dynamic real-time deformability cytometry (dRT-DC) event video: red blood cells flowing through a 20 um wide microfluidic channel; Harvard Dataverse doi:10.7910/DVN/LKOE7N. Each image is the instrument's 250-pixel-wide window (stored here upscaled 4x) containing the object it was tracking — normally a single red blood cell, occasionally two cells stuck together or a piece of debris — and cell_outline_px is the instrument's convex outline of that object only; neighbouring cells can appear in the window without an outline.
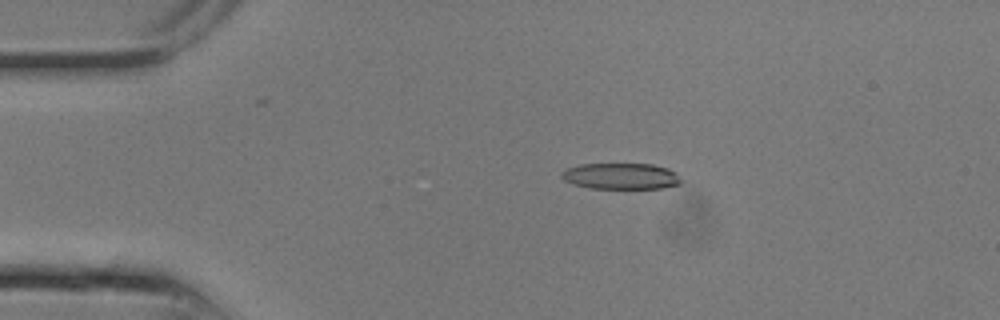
{"species": "common noctule bat (a hibernating species)", "species_latin": "Nyctalus noctula", "temperature_condition": "room temperature", "stored_images_in_passage": 13, "camera_frame_rate_fps": 3000, "um_per_image_px": 0.085, "animal": {"sex": "male", "body_mass_g": 13.3}, "frame": {"image": 1, "passage_image": 5, "time_ms": 1.333, "image_size_px": [1000, 320], "cell_outline_px": [[680, 184], [664, 188], [592, 188], [572, 184], [564, 180], [560, 176], [560, 172], [564, 168], [580, 164], [652, 164], [668, 168], [676, 172], [680, 180]], "centroid_in_image_um": [52.74, 14.96], "position_along_channel_um": 32.3, "area_um2": 18.32}}
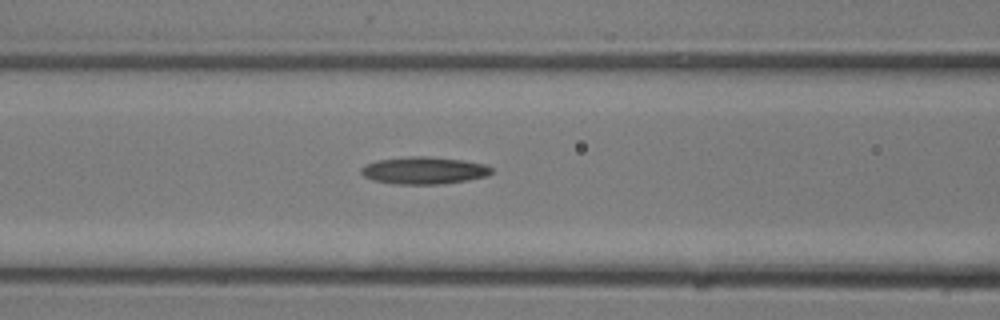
{"frame": {"image": 2, "passage_image": 10, "time_ms": 3.0, "image_size_px": [1000, 320], "cell_outline_px": [[492, 172], [488, 176], [468, 180], [440, 184], [396, 184], [372, 180], [364, 176], [360, 172], [360, 168], [364, 164], [376, 160], [408, 156], [428, 156], [464, 160], [484, 164], [492, 168]], "centroid_in_image_um": [36.01, 14.48], "position_along_channel_um": 130.6, "area_um2": 20.92}}
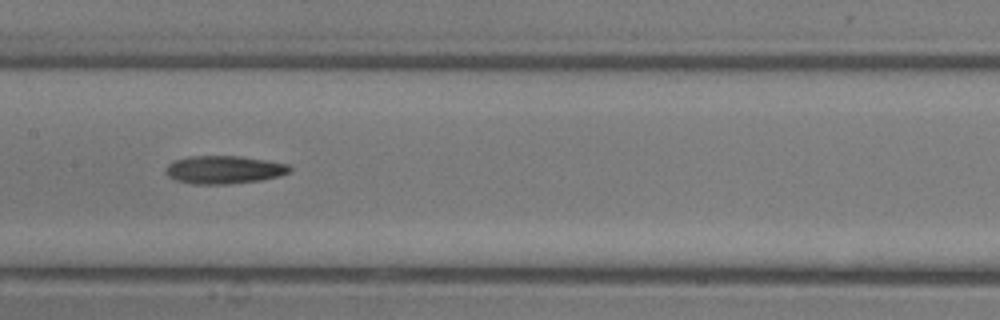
{"frame": {"image": 3, "passage_image": 12, "time_ms": 3.667, "image_size_px": [1000, 320], "cell_outline_px": [[292, 172], [280, 176], [260, 180], [228, 184], [192, 184], [176, 180], [168, 176], [164, 172], [168, 164], [172, 160], [188, 156], [240, 156], [268, 160], [288, 164], [292, 168]], "centroid_in_image_um": [19.05, 14.42], "position_along_channel_um": 188.4, "area_um2": 20.52}}